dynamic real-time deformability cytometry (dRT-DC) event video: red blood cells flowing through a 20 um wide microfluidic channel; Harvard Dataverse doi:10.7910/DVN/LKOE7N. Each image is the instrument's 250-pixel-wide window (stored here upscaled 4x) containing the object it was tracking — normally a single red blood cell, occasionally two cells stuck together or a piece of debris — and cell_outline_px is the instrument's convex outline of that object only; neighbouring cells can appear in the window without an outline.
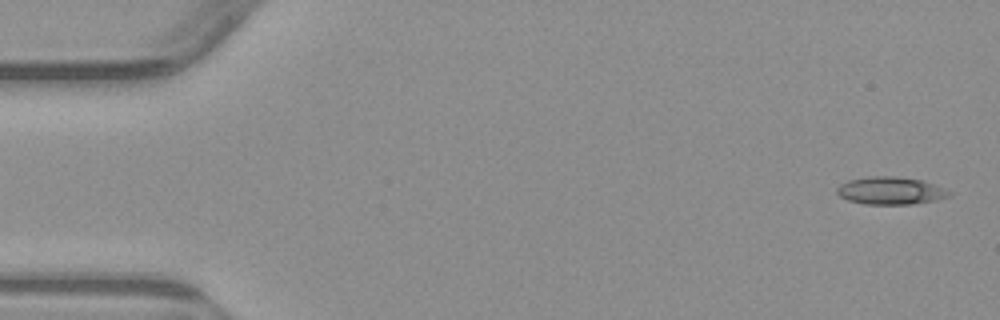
{"species": "common noctule bat (a hibernating species)", "species_latin": "Nyctalus noctula", "temperature_condition": "warm", "stored_images_in_passage": 4, "segment_of_instrument_passage": [2, 2], "camera_frame_rate_fps": 3000, "um_per_image_px": 0.085, "animal": {"sex": "male", "body_mass_g": 23.1, "forearm_length_mm": 52.7}, "frame": {"image": 1, "passage_image": 4, "time_ms": 4.333, "image_size_px": [1000, 320], "cell_outline_px": [[952, 196], [936, 200], [912, 204], [864, 204], [848, 200], [840, 196], [836, 192], [836, 188], [840, 184], [848, 180], [868, 176], [892, 176], [924, 180], [952, 192]], "centroid_in_image_um": [75.7, 16.2], "position_along_channel_um": 9.3, "area_um2": 18.15}}